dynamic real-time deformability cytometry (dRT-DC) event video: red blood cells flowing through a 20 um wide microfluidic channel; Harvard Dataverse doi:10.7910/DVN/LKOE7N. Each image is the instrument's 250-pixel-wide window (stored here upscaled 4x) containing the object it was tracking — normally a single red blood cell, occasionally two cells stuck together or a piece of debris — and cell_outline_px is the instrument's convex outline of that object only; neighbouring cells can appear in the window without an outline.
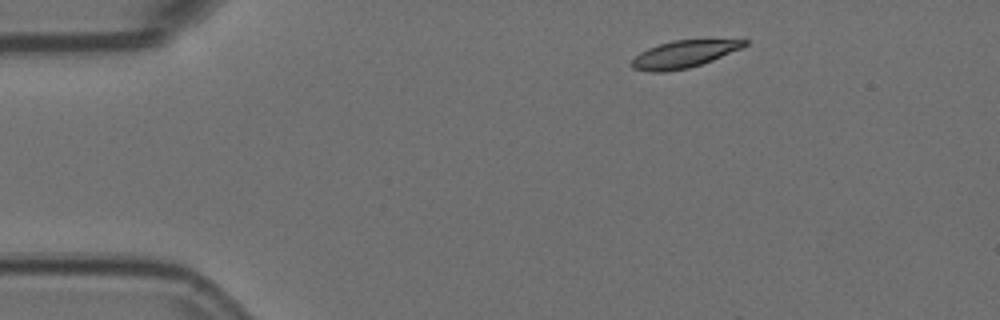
{"species": "Egyptian fruit bat (a non-hibernating species)", "species_latin": "Rousettus aegyptiacus", "temperature_condition": "room temperature", "stored_images_in_passage": 3, "camera_frame_rate_fps": 3000, "um_per_image_px": 0.085, "animal": {"sex": "female"}, "frame": {"image": 1, "passage_image": 1, "time_ms": 0.0, "image_size_px": [1000, 320], "cell_outline_px": [[748, 44], [740, 48], [712, 60], [688, 68], [664, 72], [648, 72], [632, 68], [632, 60], [640, 52], [648, 48], [672, 40], [748, 40]], "centroid_in_image_um": [58.07, 4.61], "position_along_channel_um": 26.9, "area_um2": 17.51}}